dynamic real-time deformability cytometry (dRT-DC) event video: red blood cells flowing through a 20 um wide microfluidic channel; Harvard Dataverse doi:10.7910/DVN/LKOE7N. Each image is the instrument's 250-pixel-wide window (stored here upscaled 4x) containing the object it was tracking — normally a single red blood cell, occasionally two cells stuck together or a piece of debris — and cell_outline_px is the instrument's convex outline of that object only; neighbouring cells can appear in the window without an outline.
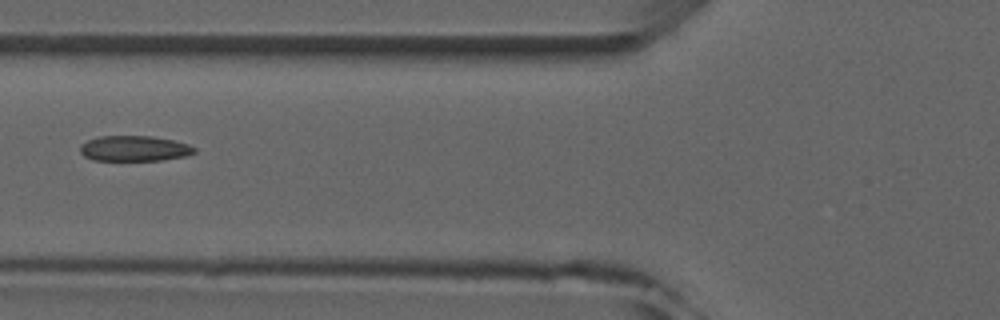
{"species": "common noctule bat (a hibernating species)", "species_latin": "Nyctalus noctula", "temperature_condition": "room temperature", "stored_images_in_passage": 6, "camera_frame_rate_fps": 3000, "um_per_image_px": 0.085, "animal": {"sex": "male", "forearm_length_mm": 52.5}, "frame": {"image": 1, "passage_image": 5, "time_ms": 5.667, "image_size_px": [1000, 320], "cell_outline_px": [[196, 152], [184, 156], [164, 160], [92, 160], [84, 156], [80, 152], [80, 144], [88, 140], [100, 136], [152, 136], [172, 140], [188, 144], [196, 148]], "centroid_in_image_um": [11.4, 12.62], "position_along_channel_um": 114.4, "area_um2": 16.94}}
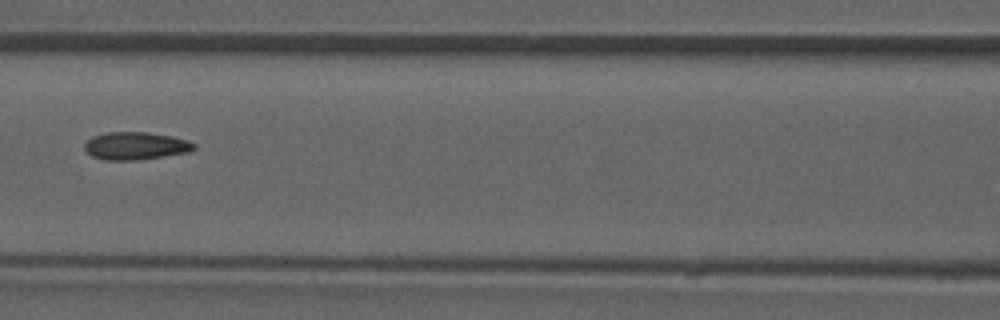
{"frame": {"image": 2, "passage_image": 6, "time_ms": 6.667, "image_size_px": [1000, 320], "cell_outline_px": [[196, 148], [192, 152], [140, 160], [104, 160], [92, 156], [84, 148], [84, 144], [92, 136], [104, 132], [148, 132], [172, 136], [188, 140], [196, 144]], "centroid_in_image_um": [11.57, 12.4], "position_along_channel_um": 155.0, "area_um2": 17.98}}